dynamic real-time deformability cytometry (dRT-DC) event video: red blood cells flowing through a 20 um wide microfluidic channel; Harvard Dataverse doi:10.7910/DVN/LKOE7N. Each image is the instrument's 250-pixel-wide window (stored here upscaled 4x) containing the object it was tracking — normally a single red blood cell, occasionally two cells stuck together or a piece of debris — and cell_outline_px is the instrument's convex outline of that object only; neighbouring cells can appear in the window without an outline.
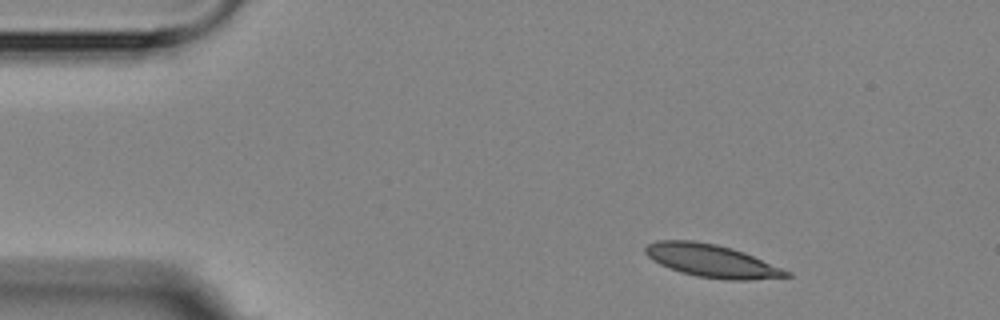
{"species": "Egyptian fruit bat (a non-hibernating species)", "species_latin": "Rousettus aegyptiacus", "temperature_condition": "room temperature", "stored_images_in_passage": 3, "camera_frame_rate_fps": 3000, "um_per_image_px": 0.085, "animal": {"sex": "female"}, "frame": {"image": 1, "passage_image": 1, "time_ms": 0.0, "image_size_px": [1000, 320], "cell_outline_px": [[792, 276], [748, 280], [728, 280], [696, 276], [680, 272], [668, 268], [652, 260], [644, 252], [644, 248], [648, 244], [656, 240], [692, 240], [716, 244], [732, 248], [744, 252], [792, 272]], "centroid_in_image_um": [60.48, 22.17], "position_along_channel_um": 24.5, "area_um2": 27.05}}
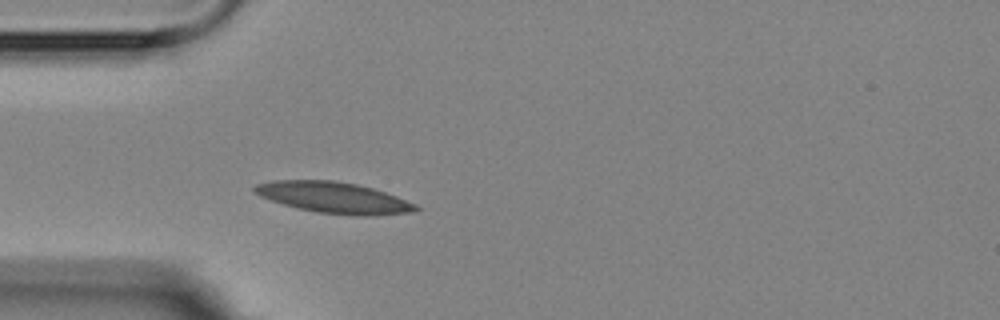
{"frame": {"image": 2, "passage_image": 3, "time_ms": 2.667, "image_size_px": [1000, 320], "cell_outline_px": [[420, 208], [412, 212], [364, 216], [360, 216], [320, 212], [296, 208], [260, 196], [252, 192], [252, 188], [256, 184], [272, 180], [332, 180], [356, 184], [372, 188], [396, 196], [416, 204]], "centroid_in_image_um": [28.34, 16.78], "position_along_channel_um": 56.7, "area_um2": 28.96}}